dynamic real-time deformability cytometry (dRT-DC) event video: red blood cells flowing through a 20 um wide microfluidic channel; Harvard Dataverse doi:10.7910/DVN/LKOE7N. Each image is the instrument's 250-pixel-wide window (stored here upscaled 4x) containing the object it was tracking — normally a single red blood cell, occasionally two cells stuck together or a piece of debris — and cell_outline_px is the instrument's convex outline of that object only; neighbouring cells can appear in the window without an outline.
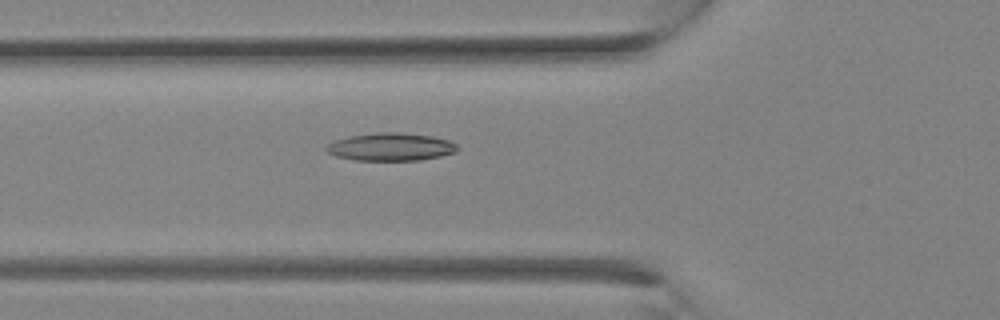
{"species": "Egyptian fruit bat (a non-hibernating species)", "species_latin": "Rousettus aegyptiacus", "temperature_condition": "room temperature", "stored_images_in_passage": 5, "camera_frame_rate_fps": 3000, "um_per_image_px": 0.085, "animal": {"sex": "female"}, "frame": {"image": 1, "passage_image": 3, "time_ms": 0.667, "image_size_px": [1000, 320], "cell_outline_px": [[460, 148], [456, 152], [440, 156], [420, 160], [356, 160], [336, 156], [328, 152], [324, 148], [332, 140], [348, 136], [376, 132], [396, 132], [432, 136], [448, 140], [456, 144]], "centroid_in_image_um": [33.2, 12.48], "position_along_channel_um": 92.6, "area_um2": 21.33}}
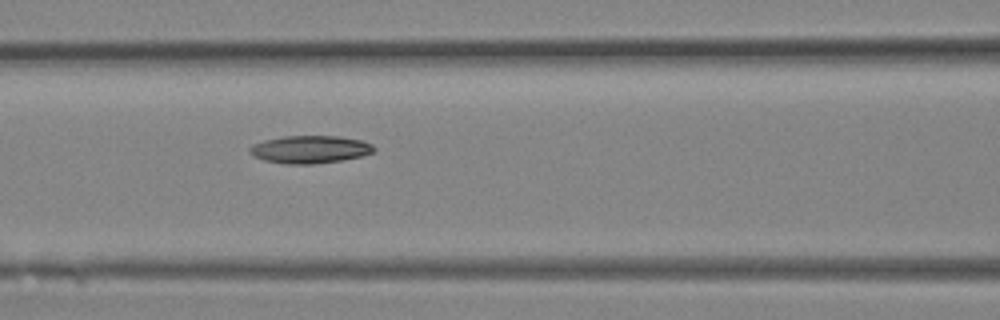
{"frame": {"image": 2, "passage_image": 5, "time_ms": 1.333, "image_size_px": [1000, 320], "cell_outline_px": [[376, 152], [360, 156], [340, 160], [316, 164], [288, 164], [264, 160], [248, 152], [248, 148], [252, 144], [264, 140], [284, 136], [340, 136], [360, 140], [372, 144], [376, 148]], "centroid_in_image_um": [26.35, 12.69], "position_along_channel_um": 140.2, "area_um2": 20.06}}